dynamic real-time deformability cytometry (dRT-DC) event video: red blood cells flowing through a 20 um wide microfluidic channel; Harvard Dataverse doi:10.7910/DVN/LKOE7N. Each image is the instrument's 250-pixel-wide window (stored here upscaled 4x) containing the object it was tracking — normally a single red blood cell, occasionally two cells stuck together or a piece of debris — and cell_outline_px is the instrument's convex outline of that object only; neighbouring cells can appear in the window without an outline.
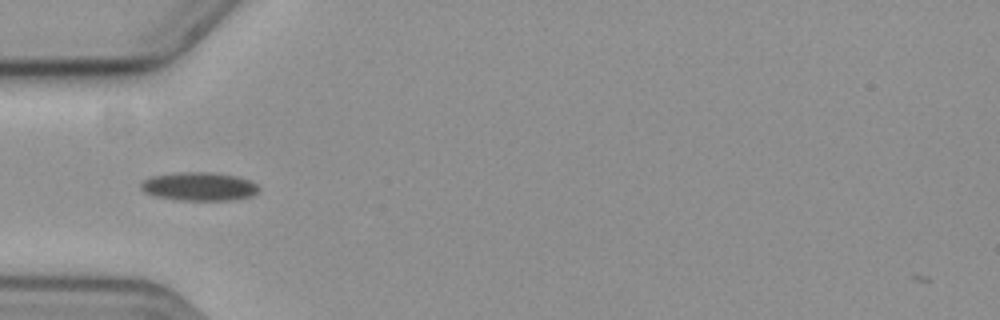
{"species": "common noctule bat (a hibernating species)", "species_latin": "Nyctalus noctula", "temperature_condition": "cold", "stored_images_in_passage": 41, "camera_frame_rate_fps": 3000, "um_per_image_px": 0.085, "animal": {"sex": "female", "body_mass_g": 19.3, "forearm_length_mm": 54.1}, "frame": {"image": 1, "passage_image": 2, "time_ms": 0.333, "image_size_px": [1000, 320], "cell_outline_px": [[260, 188], [252, 196], [232, 200], [176, 200], [156, 196], [144, 192], [140, 188], [140, 184], [144, 180], [152, 176], [180, 172], [212, 172], [236, 176], [252, 180]], "centroid_in_image_um": [16.94, 15.85], "position_along_channel_um": 68.1, "area_um2": 19.65}}
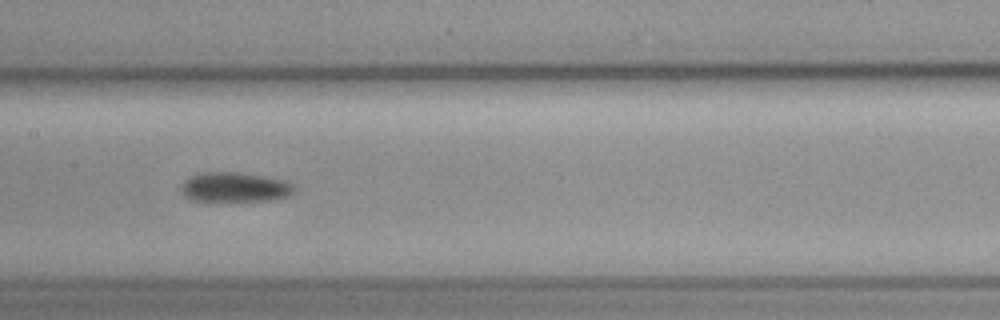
{"frame": {"image": 2, "passage_image": 12, "time_ms": 3.667, "image_size_px": [1000, 320], "cell_outline_px": [[292, 192], [288, 196], [268, 200], [188, 200], [180, 192], [180, 184], [188, 176], [200, 172], [236, 172], [264, 176], [284, 180], [292, 184]], "centroid_in_image_um": [19.84, 15.89], "position_along_channel_um": 187.6, "area_um2": 19.48}}
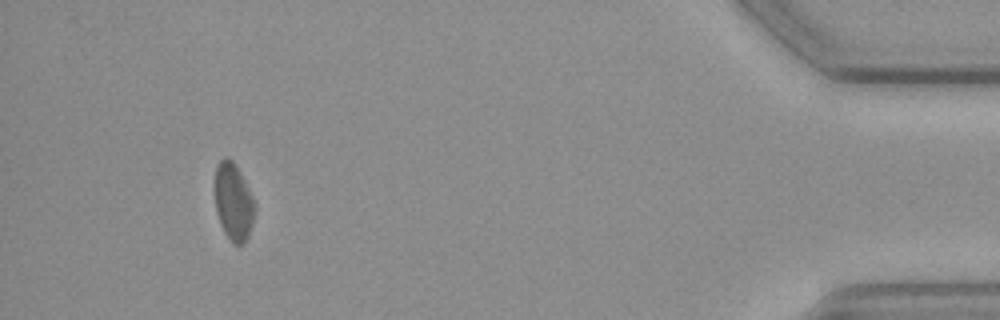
{"frame": {"image": 3, "passage_image": 37, "time_ms": 12.0, "image_size_px": [1000, 320], "cell_outline_px": [[252, 220], [248, 236], [244, 244], [232, 244], [228, 240], [220, 224], [216, 208], [216, 164], [224, 156], [232, 160], [240, 172], [252, 200]], "centroid_in_image_um": [19.79, 17.18], "position_along_channel_um": 415.4, "area_um2": 17.22}}